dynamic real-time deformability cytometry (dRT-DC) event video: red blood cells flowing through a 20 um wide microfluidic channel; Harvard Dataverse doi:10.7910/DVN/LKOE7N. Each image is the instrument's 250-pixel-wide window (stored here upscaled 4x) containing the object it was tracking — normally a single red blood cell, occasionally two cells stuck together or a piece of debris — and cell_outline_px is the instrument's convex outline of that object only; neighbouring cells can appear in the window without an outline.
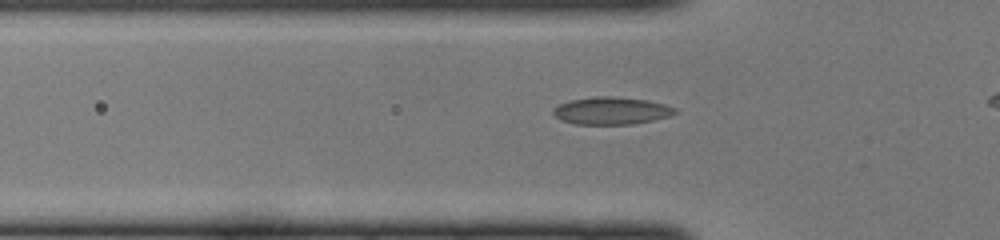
{"species": "common noctule bat (a hibernating species)", "species_latin": "Nyctalus noctula", "temperature_condition": "cold", "stored_images_in_passage": 33, "camera_frame_rate_fps": 3000, "um_per_image_px": 0.085, "animal": {"sex": "female", "body_mass_g": 22.0, "forearm_length_mm": 56.7}, "frame": {"image": 1, "passage_image": 10, "time_ms": 3.0, "image_size_px": [1000, 240], "cell_outline_px": [[676, 112], [668, 116], [652, 120], [632, 124], [576, 124], [560, 120], [552, 112], [552, 108], [568, 100], [596, 96], [612, 96], [648, 100], [664, 104], [676, 108]], "centroid_in_image_um": [51.92, 9.4], "position_along_channel_um": 73.9, "area_um2": 19.42}}
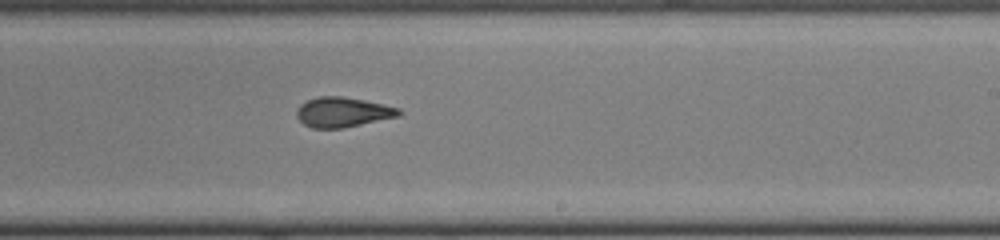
{"frame": {"image": 2, "passage_image": 23, "time_ms": 7.333, "image_size_px": [1000, 240], "cell_outline_px": [[400, 116], [344, 128], [312, 128], [304, 124], [296, 116], [296, 108], [300, 104], [308, 100], [320, 96], [344, 96], [364, 100], [400, 108]], "centroid_in_image_um": [29.12, 9.53], "position_along_channel_um": 259.9, "area_um2": 17.86}}
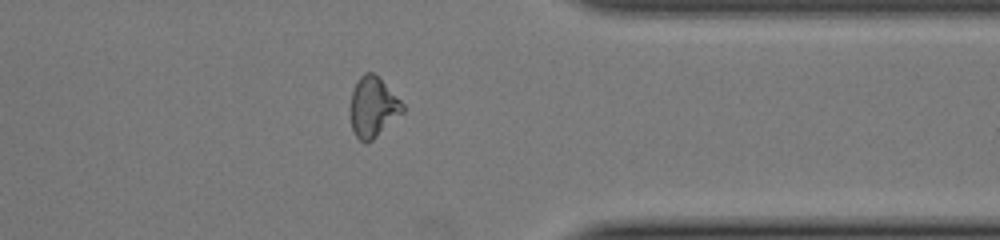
{"frame": {"image": 3, "passage_image": 32, "time_ms": 10.333, "image_size_px": [1000, 240], "cell_outline_px": [[404, 112], [372, 140], [364, 144], [356, 136], [352, 128], [352, 92], [360, 76], [364, 72], [372, 72], [404, 104]], "centroid_in_image_um": [31.72, 9.13], "position_along_channel_um": 379.7, "area_um2": 17.74}}